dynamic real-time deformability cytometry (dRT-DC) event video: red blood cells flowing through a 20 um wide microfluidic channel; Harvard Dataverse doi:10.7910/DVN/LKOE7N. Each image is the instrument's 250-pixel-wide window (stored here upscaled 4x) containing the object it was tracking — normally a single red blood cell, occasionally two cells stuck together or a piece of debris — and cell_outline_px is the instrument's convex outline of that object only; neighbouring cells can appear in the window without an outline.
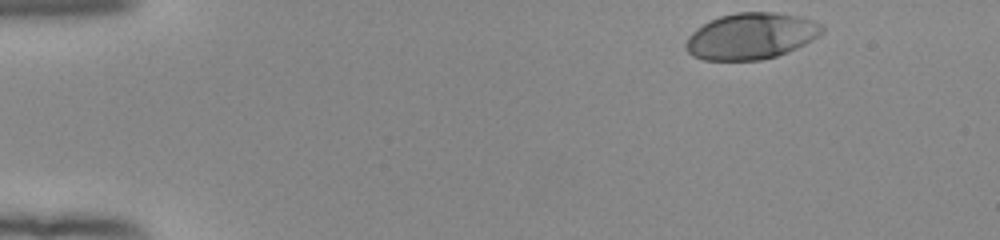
{"species": "human", "species_latin": "Homo sapiens", "temperature_condition": "room temperature", "stored_images_in_passage": 47, "camera_frame_rate_fps": 3000, "um_per_image_px": 0.085, "donor": {"sex": "female"}, "frame": {"image": 1, "passage_image": 1, "time_ms": 0.0, "image_size_px": [1000, 240], "cell_outline_px": [[824, 32], [812, 40], [788, 52], [776, 56], [760, 60], [704, 60], [692, 56], [684, 48], [684, 44], [688, 36], [692, 32], [704, 24], [720, 16], [736, 12], [776, 12], [800, 16], [824, 24]], "centroid_in_image_um": [63.85, 3.07], "position_along_channel_um": 21.1, "area_um2": 36.93}}
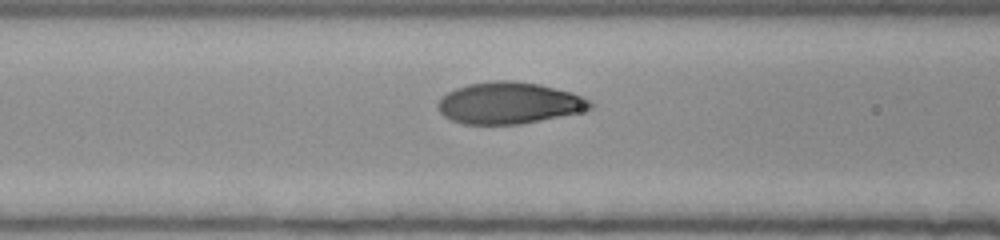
{"frame": {"image": 2, "passage_image": 17, "time_ms": 5.333, "image_size_px": [1000, 240], "cell_outline_px": [[596, 104], [592, 108], [584, 112], [520, 124], [464, 124], [452, 120], [444, 116], [436, 108], [436, 104], [448, 92], [456, 88], [468, 84], [492, 80], [508, 80], [540, 84], [572, 92], [584, 96]], "centroid_in_image_um": [43.32, 8.76], "position_along_channel_um": 123.3, "area_um2": 37.28}}
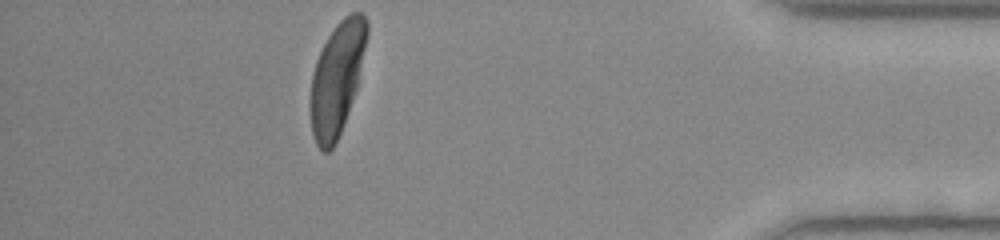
{"frame": {"image": 3, "passage_image": 42, "time_ms": 13.667, "image_size_px": [1000, 240], "cell_outline_px": [[368, 36], [356, 88], [348, 112], [340, 132], [332, 148], [328, 152], [320, 152], [316, 144], [312, 132], [308, 108], [308, 100], [312, 72], [316, 60], [328, 36], [336, 24], [344, 16], [352, 12], [360, 12], [368, 20]], "centroid_in_image_um": [28.6, 6.68], "position_along_channel_um": 406.6, "area_um2": 37.28}, "authors_computed_cell_mechanics": {"area_um2": 36.8186, "velocity_mm_per_s": 3.9074, "shape_relaxation_time_tau1_ms": 2.2823, "shape_relaxation_time_tau2_ms": null, "deformation_change_tau1": 0.1764, "deformation_change_tau2": null}}